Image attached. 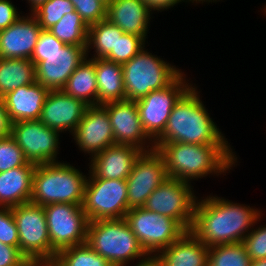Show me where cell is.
<instances>
[{"label": "cell", "instance_id": "obj_1", "mask_svg": "<svg viewBox=\"0 0 266 266\" xmlns=\"http://www.w3.org/2000/svg\"><path fill=\"white\" fill-rule=\"evenodd\" d=\"M259 210L217 195L198 197L190 231L208 247L240 243L261 221Z\"/></svg>", "mask_w": 266, "mask_h": 266}, {"label": "cell", "instance_id": "obj_2", "mask_svg": "<svg viewBox=\"0 0 266 266\" xmlns=\"http://www.w3.org/2000/svg\"><path fill=\"white\" fill-rule=\"evenodd\" d=\"M154 146L165 160L168 177L189 183L208 175H226L238 163L231 145L174 142L154 143Z\"/></svg>", "mask_w": 266, "mask_h": 266}, {"label": "cell", "instance_id": "obj_3", "mask_svg": "<svg viewBox=\"0 0 266 266\" xmlns=\"http://www.w3.org/2000/svg\"><path fill=\"white\" fill-rule=\"evenodd\" d=\"M197 88L194 83L175 104L166 129L154 143L230 145L210 117Z\"/></svg>", "mask_w": 266, "mask_h": 266}, {"label": "cell", "instance_id": "obj_4", "mask_svg": "<svg viewBox=\"0 0 266 266\" xmlns=\"http://www.w3.org/2000/svg\"><path fill=\"white\" fill-rule=\"evenodd\" d=\"M87 175L70 163L37 164L30 202L40 206L53 203L82 205Z\"/></svg>", "mask_w": 266, "mask_h": 266}, {"label": "cell", "instance_id": "obj_5", "mask_svg": "<svg viewBox=\"0 0 266 266\" xmlns=\"http://www.w3.org/2000/svg\"><path fill=\"white\" fill-rule=\"evenodd\" d=\"M86 243L113 266H129L149 256L125 218L90 221Z\"/></svg>", "mask_w": 266, "mask_h": 266}, {"label": "cell", "instance_id": "obj_6", "mask_svg": "<svg viewBox=\"0 0 266 266\" xmlns=\"http://www.w3.org/2000/svg\"><path fill=\"white\" fill-rule=\"evenodd\" d=\"M182 72L144 47L122 64L126 99L137 101L154 90L165 88Z\"/></svg>", "mask_w": 266, "mask_h": 266}, {"label": "cell", "instance_id": "obj_7", "mask_svg": "<svg viewBox=\"0 0 266 266\" xmlns=\"http://www.w3.org/2000/svg\"><path fill=\"white\" fill-rule=\"evenodd\" d=\"M125 220L149 256L169 247L187 231L177 220L144 207L131 208Z\"/></svg>", "mask_w": 266, "mask_h": 266}, {"label": "cell", "instance_id": "obj_8", "mask_svg": "<svg viewBox=\"0 0 266 266\" xmlns=\"http://www.w3.org/2000/svg\"><path fill=\"white\" fill-rule=\"evenodd\" d=\"M186 77L187 75L182 72L165 88L154 90L136 101L142 127L153 142L166 129L175 104L193 86V82L186 79Z\"/></svg>", "mask_w": 266, "mask_h": 266}, {"label": "cell", "instance_id": "obj_9", "mask_svg": "<svg viewBox=\"0 0 266 266\" xmlns=\"http://www.w3.org/2000/svg\"><path fill=\"white\" fill-rule=\"evenodd\" d=\"M51 258L68 247L86 243L88 219L82 205L53 203L44 206Z\"/></svg>", "mask_w": 266, "mask_h": 266}, {"label": "cell", "instance_id": "obj_10", "mask_svg": "<svg viewBox=\"0 0 266 266\" xmlns=\"http://www.w3.org/2000/svg\"><path fill=\"white\" fill-rule=\"evenodd\" d=\"M127 194L126 180L87 178L82 208L88 221L125 218Z\"/></svg>", "mask_w": 266, "mask_h": 266}, {"label": "cell", "instance_id": "obj_11", "mask_svg": "<svg viewBox=\"0 0 266 266\" xmlns=\"http://www.w3.org/2000/svg\"><path fill=\"white\" fill-rule=\"evenodd\" d=\"M193 185L175 178L166 179L147 198L146 210L177 220L187 231L191 230L197 196Z\"/></svg>", "mask_w": 266, "mask_h": 266}, {"label": "cell", "instance_id": "obj_12", "mask_svg": "<svg viewBox=\"0 0 266 266\" xmlns=\"http://www.w3.org/2000/svg\"><path fill=\"white\" fill-rule=\"evenodd\" d=\"M17 224L19 250L26 258H51L44 207L31 202L11 207Z\"/></svg>", "mask_w": 266, "mask_h": 266}, {"label": "cell", "instance_id": "obj_13", "mask_svg": "<svg viewBox=\"0 0 266 266\" xmlns=\"http://www.w3.org/2000/svg\"><path fill=\"white\" fill-rule=\"evenodd\" d=\"M60 132L39 120L18 121L12 124L11 136L23 150L26 159L34 164L58 163Z\"/></svg>", "mask_w": 266, "mask_h": 266}, {"label": "cell", "instance_id": "obj_14", "mask_svg": "<svg viewBox=\"0 0 266 266\" xmlns=\"http://www.w3.org/2000/svg\"><path fill=\"white\" fill-rule=\"evenodd\" d=\"M168 178L163 156L156 149L142 152L126 179L128 207H143L153 191Z\"/></svg>", "mask_w": 266, "mask_h": 266}, {"label": "cell", "instance_id": "obj_15", "mask_svg": "<svg viewBox=\"0 0 266 266\" xmlns=\"http://www.w3.org/2000/svg\"><path fill=\"white\" fill-rule=\"evenodd\" d=\"M87 46L65 44L51 54H41L35 65L36 82L51 90H62L75 69L87 58Z\"/></svg>", "mask_w": 266, "mask_h": 266}, {"label": "cell", "instance_id": "obj_16", "mask_svg": "<svg viewBox=\"0 0 266 266\" xmlns=\"http://www.w3.org/2000/svg\"><path fill=\"white\" fill-rule=\"evenodd\" d=\"M109 115L115 144L132 145L143 152L155 149L154 142L145 133L136 101L122 100L102 105Z\"/></svg>", "mask_w": 266, "mask_h": 266}, {"label": "cell", "instance_id": "obj_17", "mask_svg": "<svg viewBox=\"0 0 266 266\" xmlns=\"http://www.w3.org/2000/svg\"><path fill=\"white\" fill-rule=\"evenodd\" d=\"M72 138L89 160L109 146L115 145L111 121L102 105L87 106Z\"/></svg>", "mask_w": 266, "mask_h": 266}, {"label": "cell", "instance_id": "obj_18", "mask_svg": "<svg viewBox=\"0 0 266 266\" xmlns=\"http://www.w3.org/2000/svg\"><path fill=\"white\" fill-rule=\"evenodd\" d=\"M87 105L63 90H51L45 99L39 121L60 133L73 134L82 120Z\"/></svg>", "mask_w": 266, "mask_h": 266}, {"label": "cell", "instance_id": "obj_19", "mask_svg": "<svg viewBox=\"0 0 266 266\" xmlns=\"http://www.w3.org/2000/svg\"><path fill=\"white\" fill-rule=\"evenodd\" d=\"M142 152L138 147L132 145L109 146L90 158L87 178L126 180L132 171L134 162Z\"/></svg>", "mask_w": 266, "mask_h": 266}, {"label": "cell", "instance_id": "obj_20", "mask_svg": "<svg viewBox=\"0 0 266 266\" xmlns=\"http://www.w3.org/2000/svg\"><path fill=\"white\" fill-rule=\"evenodd\" d=\"M42 27L29 13L0 31V58L31 59Z\"/></svg>", "mask_w": 266, "mask_h": 266}, {"label": "cell", "instance_id": "obj_21", "mask_svg": "<svg viewBox=\"0 0 266 266\" xmlns=\"http://www.w3.org/2000/svg\"><path fill=\"white\" fill-rule=\"evenodd\" d=\"M48 93L38 82L8 92L2 98L11 121L39 120Z\"/></svg>", "mask_w": 266, "mask_h": 266}, {"label": "cell", "instance_id": "obj_22", "mask_svg": "<svg viewBox=\"0 0 266 266\" xmlns=\"http://www.w3.org/2000/svg\"><path fill=\"white\" fill-rule=\"evenodd\" d=\"M151 16L150 10L140 0H114L107 7L106 19L124 33L134 34L146 40Z\"/></svg>", "mask_w": 266, "mask_h": 266}, {"label": "cell", "instance_id": "obj_23", "mask_svg": "<svg viewBox=\"0 0 266 266\" xmlns=\"http://www.w3.org/2000/svg\"><path fill=\"white\" fill-rule=\"evenodd\" d=\"M209 247L190 230L155 257L161 266H208Z\"/></svg>", "mask_w": 266, "mask_h": 266}, {"label": "cell", "instance_id": "obj_24", "mask_svg": "<svg viewBox=\"0 0 266 266\" xmlns=\"http://www.w3.org/2000/svg\"><path fill=\"white\" fill-rule=\"evenodd\" d=\"M36 164L0 172V207H14L30 202Z\"/></svg>", "mask_w": 266, "mask_h": 266}, {"label": "cell", "instance_id": "obj_25", "mask_svg": "<svg viewBox=\"0 0 266 266\" xmlns=\"http://www.w3.org/2000/svg\"><path fill=\"white\" fill-rule=\"evenodd\" d=\"M90 59L96 72L98 105L126 100L122 64L104 58Z\"/></svg>", "mask_w": 266, "mask_h": 266}, {"label": "cell", "instance_id": "obj_26", "mask_svg": "<svg viewBox=\"0 0 266 266\" xmlns=\"http://www.w3.org/2000/svg\"><path fill=\"white\" fill-rule=\"evenodd\" d=\"M62 90L87 106L98 105V88L94 62L90 57L75 69Z\"/></svg>", "mask_w": 266, "mask_h": 266}, {"label": "cell", "instance_id": "obj_27", "mask_svg": "<svg viewBox=\"0 0 266 266\" xmlns=\"http://www.w3.org/2000/svg\"><path fill=\"white\" fill-rule=\"evenodd\" d=\"M35 82V64L31 59L0 58V97Z\"/></svg>", "mask_w": 266, "mask_h": 266}, {"label": "cell", "instance_id": "obj_28", "mask_svg": "<svg viewBox=\"0 0 266 266\" xmlns=\"http://www.w3.org/2000/svg\"><path fill=\"white\" fill-rule=\"evenodd\" d=\"M124 32L108 19H103L96 24L89 26L87 57L91 49H94L91 58H105L109 53H116L118 35Z\"/></svg>", "mask_w": 266, "mask_h": 266}, {"label": "cell", "instance_id": "obj_29", "mask_svg": "<svg viewBox=\"0 0 266 266\" xmlns=\"http://www.w3.org/2000/svg\"><path fill=\"white\" fill-rule=\"evenodd\" d=\"M89 27L76 12L65 14L48 31L65 44L87 46Z\"/></svg>", "mask_w": 266, "mask_h": 266}, {"label": "cell", "instance_id": "obj_30", "mask_svg": "<svg viewBox=\"0 0 266 266\" xmlns=\"http://www.w3.org/2000/svg\"><path fill=\"white\" fill-rule=\"evenodd\" d=\"M250 263L242 242L209 247L208 266H250Z\"/></svg>", "mask_w": 266, "mask_h": 266}, {"label": "cell", "instance_id": "obj_31", "mask_svg": "<svg viewBox=\"0 0 266 266\" xmlns=\"http://www.w3.org/2000/svg\"><path fill=\"white\" fill-rule=\"evenodd\" d=\"M63 266H113L87 243L65 248L56 254Z\"/></svg>", "mask_w": 266, "mask_h": 266}, {"label": "cell", "instance_id": "obj_32", "mask_svg": "<svg viewBox=\"0 0 266 266\" xmlns=\"http://www.w3.org/2000/svg\"><path fill=\"white\" fill-rule=\"evenodd\" d=\"M74 11V5L70 0H48L35 8L31 14L39 22L42 30H48L65 14Z\"/></svg>", "mask_w": 266, "mask_h": 266}, {"label": "cell", "instance_id": "obj_33", "mask_svg": "<svg viewBox=\"0 0 266 266\" xmlns=\"http://www.w3.org/2000/svg\"><path fill=\"white\" fill-rule=\"evenodd\" d=\"M146 40L134 34L118 35L116 53H109L104 59L123 64L130 61L145 46Z\"/></svg>", "mask_w": 266, "mask_h": 266}, {"label": "cell", "instance_id": "obj_34", "mask_svg": "<svg viewBox=\"0 0 266 266\" xmlns=\"http://www.w3.org/2000/svg\"><path fill=\"white\" fill-rule=\"evenodd\" d=\"M29 163L12 136L0 139V172Z\"/></svg>", "mask_w": 266, "mask_h": 266}, {"label": "cell", "instance_id": "obj_35", "mask_svg": "<svg viewBox=\"0 0 266 266\" xmlns=\"http://www.w3.org/2000/svg\"><path fill=\"white\" fill-rule=\"evenodd\" d=\"M75 11L81 16L89 27L99 21L106 19L107 7L99 0H70Z\"/></svg>", "mask_w": 266, "mask_h": 266}, {"label": "cell", "instance_id": "obj_36", "mask_svg": "<svg viewBox=\"0 0 266 266\" xmlns=\"http://www.w3.org/2000/svg\"><path fill=\"white\" fill-rule=\"evenodd\" d=\"M259 226H253L242 241L251 261L266 259V224Z\"/></svg>", "mask_w": 266, "mask_h": 266}, {"label": "cell", "instance_id": "obj_37", "mask_svg": "<svg viewBox=\"0 0 266 266\" xmlns=\"http://www.w3.org/2000/svg\"><path fill=\"white\" fill-rule=\"evenodd\" d=\"M0 242L19 248L17 224L10 207H0Z\"/></svg>", "mask_w": 266, "mask_h": 266}, {"label": "cell", "instance_id": "obj_38", "mask_svg": "<svg viewBox=\"0 0 266 266\" xmlns=\"http://www.w3.org/2000/svg\"><path fill=\"white\" fill-rule=\"evenodd\" d=\"M65 43L58 40L48 30H42L35 45L31 61L36 65L41 62V54H51L62 49Z\"/></svg>", "mask_w": 266, "mask_h": 266}, {"label": "cell", "instance_id": "obj_39", "mask_svg": "<svg viewBox=\"0 0 266 266\" xmlns=\"http://www.w3.org/2000/svg\"><path fill=\"white\" fill-rule=\"evenodd\" d=\"M25 260L19 248L0 242V266H22Z\"/></svg>", "mask_w": 266, "mask_h": 266}, {"label": "cell", "instance_id": "obj_40", "mask_svg": "<svg viewBox=\"0 0 266 266\" xmlns=\"http://www.w3.org/2000/svg\"><path fill=\"white\" fill-rule=\"evenodd\" d=\"M11 0H0V31L8 28L22 16ZM21 14V15H20Z\"/></svg>", "mask_w": 266, "mask_h": 266}, {"label": "cell", "instance_id": "obj_41", "mask_svg": "<svg viewBox=\"0 0 266 266\" xmlns=\"http://www.w3.org/2000/svg\"><path fill=\"white\" fill-rule=\"evenodd\" d=\"M140 1L147 6V8L150 10L152 14L154 13V11L156 13V11L162 12L170 9L171 7L173 8L174 6L178 5L181 2L192 3L190 0H140Z\"/></svg>", "mask_w": 266, "mask_h": 266}, {"label": "cell", "instance_id": "obj_42", "mask_svg": "<svg viewBox=\"0 0 266 266\" xmlns=\"http://www.w3.org/2000/svg\"><path fill=\"white\" fill-rule=\"evenodd\" d=\"M12 124L4 100L0 97V139L11 136Z\"/></svg>", "mask_w": 266, "mask_h": 266}, {"label": "cell", "instance_id": "obj_43", "mask_svg": "<svg viewBox=\"0 0 266 266\" xmlns=\"http://www.w3.org/2000/svg\"><path fill=\"white\" fill-rule=\"evenodd\" d=\"M22 266H63L57 257L26 258Z\"/></svg>", "mask_w": 266, "mask_h": 266}, {"label": "cell", "instance_id": "obj_44", "mask_svg": "<svg viewBox=\"0 0 266 266\" xmlns=\"http://www.w3.org/2000/svg\"><path fill=\"white\" fill-rule=\"evenodd\" d=\"M133 266H161L159 260L155 256H148L145 260L133 263Z\"/></svg>", "mask_w": 266, "mask_h": 266}, {"label": "cell", "instance_id": "obj_45", "mask_svg": "<svg viewBox=\"0 0 266 266\" xmlns=\"http://www.w3.org/2000/svg\"><path fill=\"white\" fill-rule=\"evenodd\" d=\"M28 2H26V3H28L29 4V8H30V12H32L35 8H37L40 4H42V3H44V2H46V1H48V0H27Z\"/></svg>", "mask_w": 266, "mask_h": 266}, {"label": "cell", "instance_id": "obj_46", "mask_svg": "<svg viewBox=\"0 0 266 266\" xmlns=\"http://www.w3.org/2000/svg\"><path fill=\"white\" fill-rule=\"evenodd\" d=\"M250 266H266V259L251 261Z\"/></svg>", "mask_w": 266, "mask_h": 266}, {"label": "cell", "instance_id": "obj_47", "mask_svg": "<svg viewBox=\"0 0 266 266\" xmlns=\"http://www.w3.org/2000/svg\"><path fill=\"white\" fill-rule=\"evenodd\" d=\"M102 4L108 7L114 0H99Z\"/></svg>", "mask_w": 266, "mask_h": 266}]
</instances>
